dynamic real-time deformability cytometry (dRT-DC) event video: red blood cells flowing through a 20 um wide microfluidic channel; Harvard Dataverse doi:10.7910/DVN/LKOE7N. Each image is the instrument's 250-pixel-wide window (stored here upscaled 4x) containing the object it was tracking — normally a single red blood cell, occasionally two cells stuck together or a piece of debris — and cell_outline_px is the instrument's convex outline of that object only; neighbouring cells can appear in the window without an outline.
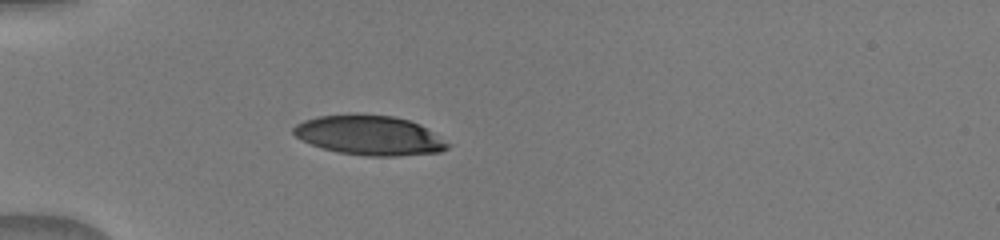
{"species": "human", "species_latin": "Homo sapiens", "temperature_condition": "warm", "stored_images_in_passage": 31, "camera_frame_rate_fps": 3000, "um_per_image_px": 0.085, "donor": {"sex": "male"}, "frame": {"image": 1, "passage_image": 1, "time_ms": 0.0, "image_size_px": [1000, 240], "cell_outline_px": [[452, 144], [448, 148], [440, 152], [400, 156], [368, 156], [340, 152], [324, 148], [300, 140], [292, 132], [292, 128], [296, 124], [304, 120], [316, 116], [356, 112], [392, 116], [408, 120], [420, 124]], "centroid_in_image_um": [31.4, 11.48], "position_along_channel_um": 53.6, "area_um2": 36.07}}
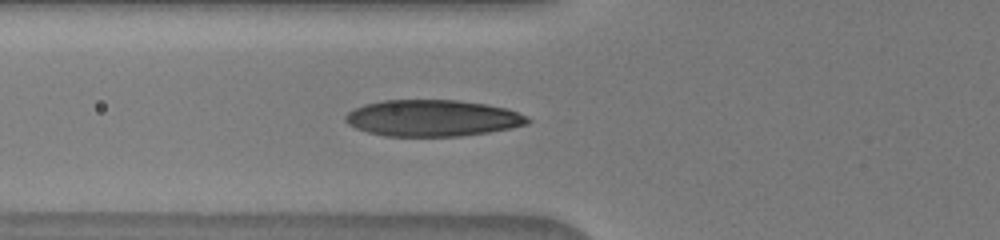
{"frame": {"image": 2, "passage_image": 5, "time_ms": 1.333, "image_size_px": [1000, 240], "cell_outline_px": [[532, 120], [528, 124], [488, 132], [460, 136], [384, 136], [368, 132], [356, 128], [348, 124], [344, 120], [344, 116], [352, 108], [364, 104], [384, 100], [456, 100], [484, 104], [508, 108]], "centroid_in_image_um": [36.71, 10.04], "position_along_channel_um": 89.1, "area_um2": 38.67}}
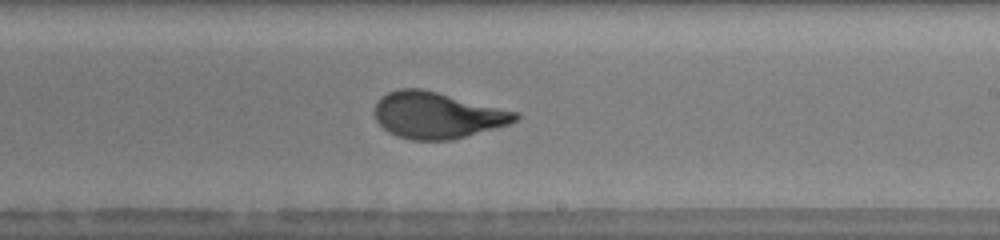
{"frame": {"image": 3, "passage_image": 17, "time_ms": 5.333, "image_size_px": [1000, 240], "cell_outline_px": [[520, 116], [516, 120], [508, 124], [452, 140], [412, 140], [396, 136], [388, 132], [376, 120], [376, 104], [388, 92], [400, 88], [420, 88], [520, 112]], "centroid_in_image_um": [37.18, 9.8], "position_along_channel_um": 251.8, "area_um2": 37.69}}